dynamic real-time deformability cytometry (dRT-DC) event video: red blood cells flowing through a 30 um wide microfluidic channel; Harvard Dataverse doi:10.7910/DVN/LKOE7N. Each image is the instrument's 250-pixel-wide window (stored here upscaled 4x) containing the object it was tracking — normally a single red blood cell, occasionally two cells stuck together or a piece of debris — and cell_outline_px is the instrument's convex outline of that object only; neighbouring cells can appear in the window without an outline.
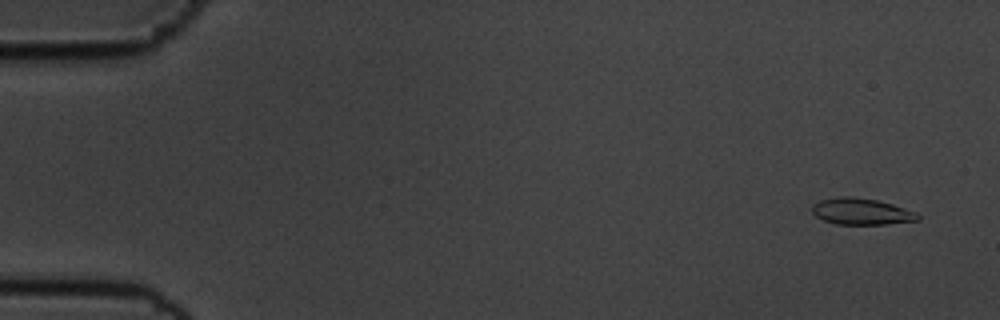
{"species": "common noctule bat (a hibernating species)", "species_latin": "Nyctalus noctula", "temperature_condition": "cold", "stored_images_in_passage": 56, "camera_frame_rate_fps": 3000, "um_per_image_px": 0.085, "animal": {"sex": "male", "body_mass_g": 19.5, "forearm_length_mm": 54.6}, "frame": {"image": 1, "passage_image": 3, "time_ms": 0.667, "image_size_px": [1000, 320], "cell_outline_px": [[920, 220], [888, 224], [836, 224], [824, 220], [816, 216], [812, 212], [812, 204], [820, 200], [840, 196], [852, 196], [876, 200], [892, 204], [916, 212], [920, 216]], "centroid_in_image_um": [73.21, 17.97], "position_along_channel_um": 11.8, "area_um2": 16.3}}
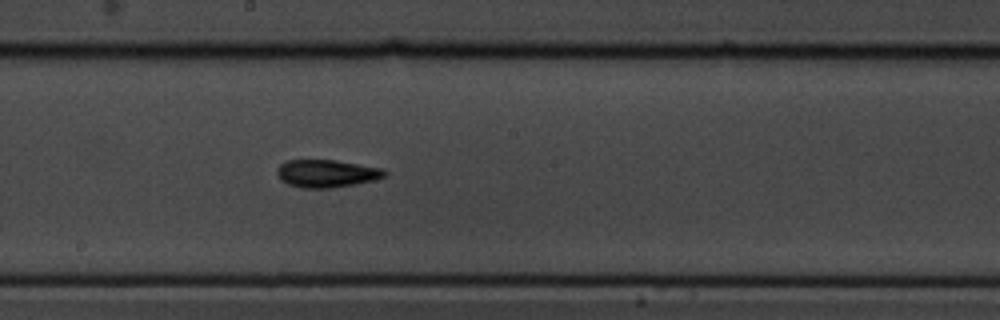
{"frame": {"image": 2, "passage_image": 31, "time_ms": 10.0, "image_size_px": [1000, 320], "cell_outline_px": [[388, 176], [376, 180], [356, 184], [332, 188], [304, 188], [288, 184], [280, 180], [276, 172], [276, 168], [284, 160], [336, 160], [384, 168], [388, 172]], "centroid_in_image_um": [27.8, 14.74], "position_along_channel_um": 220.4, "area_um2": 17.74}}
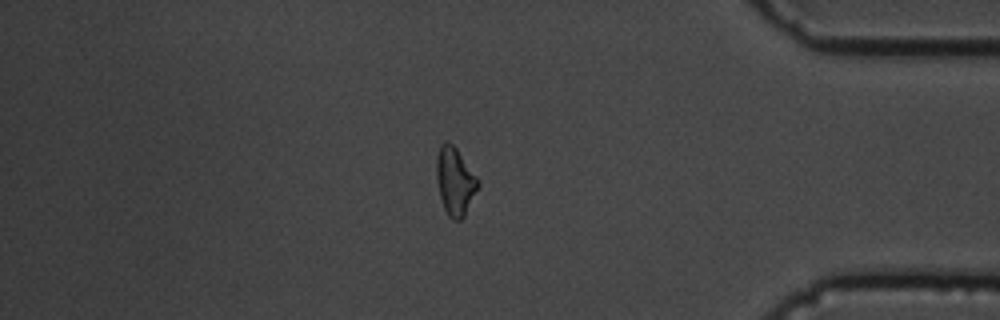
{"frame": {"image": 3, "passage_image": 48, "time_ms": 15.667, "image_size_px": [1000, 320], "cell_outline_px": [[480, 184], [464, 216], [460, 220], [452, 220], [448, 216], [444, 208], [440, 196], [436, 176], [436, 156], [440, 144], [452, 144], [456, 148], [480, 180]], "centroid_in_image_um": [38.68, 15.42], "position_along_channel_um": 396.5, "area_um2": 16.3}}